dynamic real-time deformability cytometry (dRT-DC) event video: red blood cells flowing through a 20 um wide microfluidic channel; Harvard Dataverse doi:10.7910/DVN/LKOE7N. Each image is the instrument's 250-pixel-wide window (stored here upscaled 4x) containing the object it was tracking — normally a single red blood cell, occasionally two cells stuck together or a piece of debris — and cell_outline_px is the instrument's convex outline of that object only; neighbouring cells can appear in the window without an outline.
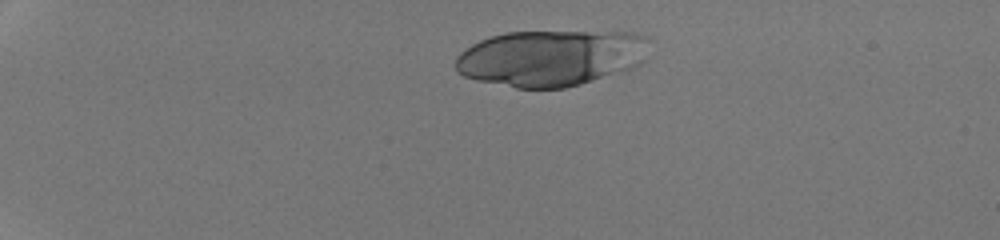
{"species": "human", "species_latin": "Homo sapiens", "temperature_condition": "room temperature", "stored_images_in_passage": 44, "camera_frame_rate_fps": 3000, "um_per_image_px": 0.085, "donor": {"sex": "male"}, "frame": {"image": 1, "passage_image": 6, "time_ms": 1.667, "image_size_px": [1000, 240], "cell_outline_px": [[648, 60], [632, 68], [580, 84], [564, 88], [516, 88], [476, 80], [464, 76], [456, 72], [456, 56], [464, 48], [480, 40], [504, 32], [632, 32], [648, 36]], "centroid_in_image_um": [46.84, 4.92], "position_along_channel_um": 38.2, "area_um2": 63.87}}